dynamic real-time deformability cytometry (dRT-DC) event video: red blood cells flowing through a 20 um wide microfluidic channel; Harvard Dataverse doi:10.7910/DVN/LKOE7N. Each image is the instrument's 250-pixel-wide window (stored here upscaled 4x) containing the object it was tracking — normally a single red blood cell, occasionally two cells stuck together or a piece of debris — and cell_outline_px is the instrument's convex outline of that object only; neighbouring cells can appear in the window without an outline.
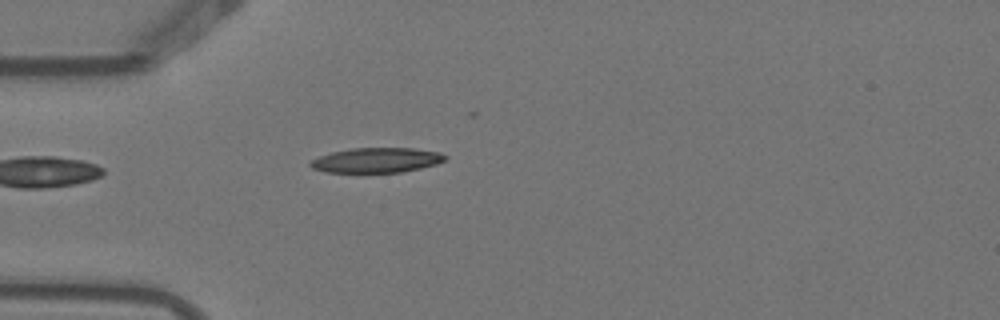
{"species": "Egyptian fruit bat (a non-hibernating species)", "species_latin": "Rousettus aegyptiacus", "temperature_condition": "warm", "stored_images_in_passage": 6, "camera_frame_rate_fps": 3000, "um_per_image_px": 0.085, "animal": {"sex": "female"}, "frame": {"image": 1, "passage_image": 5, "time_ms": 1.333, "image_size_px": [1000, 320], "cell_outline_px": [[448, 156], [444, 160], [436, 164], [420, 168], [400, 172], [324, 172], [312, 168], [308, 164], [312, 160], [320, 156], [332, 152], [352, 148], [412, 148], [440, 152]], "centroid_in_image_um": [32.01, 13.61], "position_along_channel_um": 53.0, "area_um2": 19.42}}